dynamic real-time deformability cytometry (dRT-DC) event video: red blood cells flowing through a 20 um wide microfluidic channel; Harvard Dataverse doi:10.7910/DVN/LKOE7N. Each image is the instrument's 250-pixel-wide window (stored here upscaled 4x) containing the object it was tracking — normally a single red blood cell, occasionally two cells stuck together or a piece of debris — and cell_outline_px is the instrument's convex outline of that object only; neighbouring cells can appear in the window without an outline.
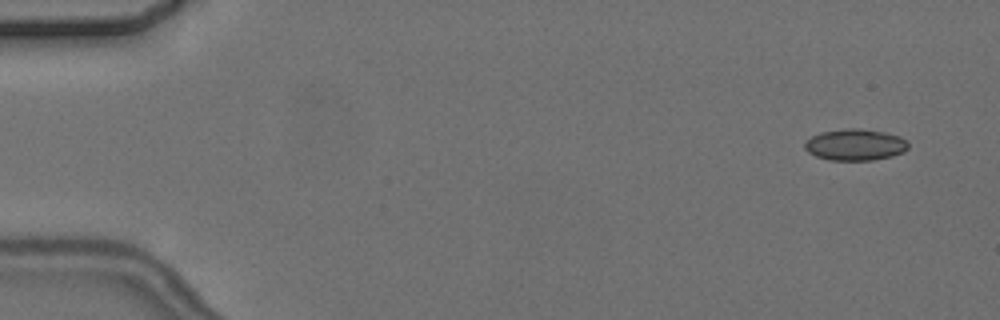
{"species": "common noctule bat (a hibernating species)", "species_latin": "Nyctalus noctula", "temperature_condition": "cold", "stored_images_in_passage": 5, "camera_frame_rate_fps": 3000, "um_per_image_px": 0.085, "animal": {"sex": "female", "body_mass_g": 24.6, "forearm_length_mm": 56.2}, "frame": {"image": 1, "passage_image": 1, "time_ms": 0.0, "image_size_px": [1000, 320], "cell_outline_px": [[908, 148], [904, 152], [892, 156], [872, 160], [828, 160], [816, 156], [808, 152], [804, 148], [804, 140], [820, 132], [848, 128], [860, 128], [884, 132], [900, 136], [908, 140]], "centroid_in_image_um": [72.69, 12.3], "position_along_channel_um": 12.3, "area_um2": 19.19}}
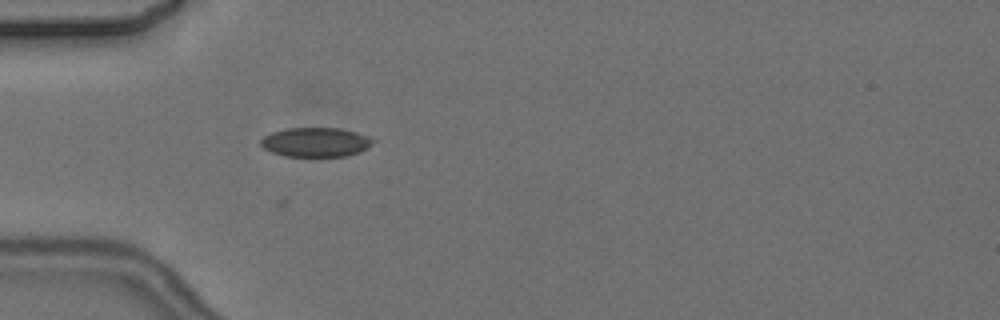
{"frame": {"image": 2, "passage_image": 5, "time_ms": 4.667, "image_size_px": [1000, 320], "cell_outline_px": [[376, 140], [368, 148], [360, 152], [344, 156], [288, 156], [272, 152], [264, 148], [260, 144], [260, 140], [264, 136], [272, 132], [288, 128], [340, 128], [356, 132], [368, 136]], "centroid_in_image_um": [26.86, 12.08], "position_along_channel_um": 58.1, "area_um2": 19.13}}